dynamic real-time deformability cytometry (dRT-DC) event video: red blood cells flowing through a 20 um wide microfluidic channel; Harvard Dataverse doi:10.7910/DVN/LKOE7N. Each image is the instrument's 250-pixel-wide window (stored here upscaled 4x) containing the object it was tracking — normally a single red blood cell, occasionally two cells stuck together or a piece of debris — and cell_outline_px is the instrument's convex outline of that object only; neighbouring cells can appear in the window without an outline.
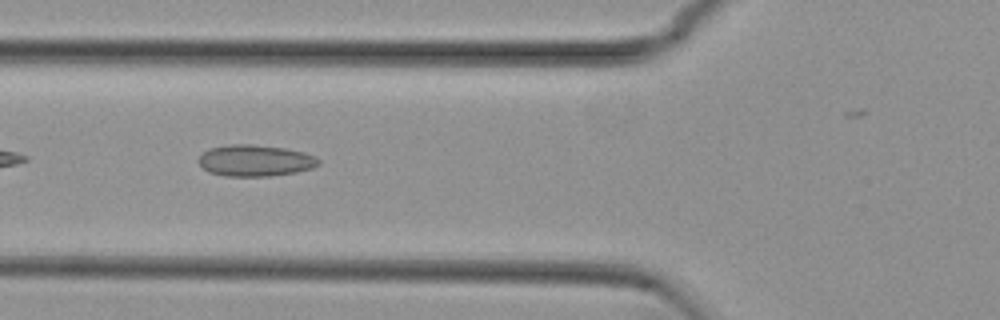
{"species": "common noctule bat (a hibernating species)", "species_latin": "Nyctalus noctula", "temperature_condition": "cold", "stored_images_in_passage": 31, "camera_frame_rate_fps": 3000, "um_per_image_px": 0.085, "animal": {"sex": "female", "body_mass_g": 29.2, "forearm_length_mm": 56.3}, "frame": {"image": 1, "passage_image": 5, "time_ms": 1.333, "image_size_px": [1000, 320], "cell_outline_px": [[320, 164], [312, 168], [296, 172], [268, 176], [224, 176], [208, 172], [196, 160], [208, 148], [232, 144], [252, 144], [284, 148], [304, 152], [320, 160]], "centroid_in_image_um": [21.66, 13.65], "position_along_channel_um": 104.1, "area_um2": 21.96}}
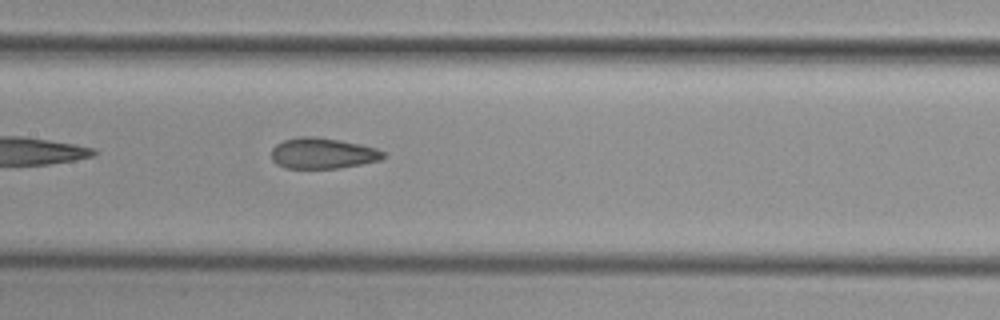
{"frame": {"image": 2, "passage_image": 11, "time_ms": 3.333, "image_size_px": [1000, 320], "cell_outline_px": [[388, 156], [380, 160], [340, 168], [284, 168], [276, 164], [272, 160], [272, 148], [276, 144], [284, 140], [300, 136], [316, 136], [340, 140], [360, 144], [376, 148], [384, 152]], "centroid_in_image_um": [27.43, 13.03], "position_along_channel_um": 180.0, "area_um2": 20.23}}
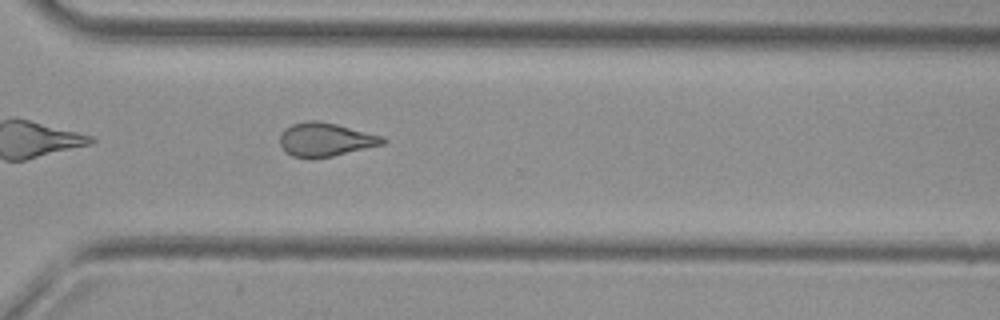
{"frame": {"image": 3, "passage_image": 24, "time_ms": 7.667, "image_size_px": [1000, 320], "cell_outline_px": [[388, 140], [384, 144], [332, 156], [292, 156], [280, 144], [280, 132], [284, 128], [292, 124], [308, 120], [320, 120], [384, 136]], "centroid_in_image_um": [27.69, 11.82], "position_along_channel_um": 342.9, "area_um2": 19.83}}